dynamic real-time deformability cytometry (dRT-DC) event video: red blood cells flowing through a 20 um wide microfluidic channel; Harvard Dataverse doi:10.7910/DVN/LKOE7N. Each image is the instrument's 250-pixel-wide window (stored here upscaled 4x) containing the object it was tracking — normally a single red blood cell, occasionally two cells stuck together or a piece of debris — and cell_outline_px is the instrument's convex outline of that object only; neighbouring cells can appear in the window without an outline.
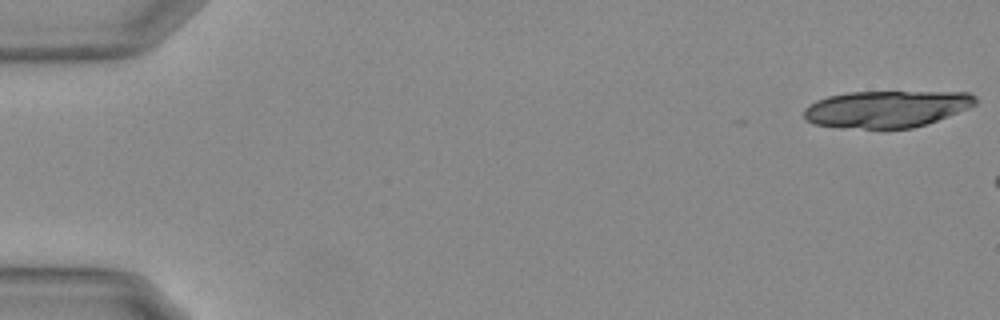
{"species": "Egyptian fruit bat (a non-hibernating species)", "species_latin": "Rousettus aegyptiacus", "temperature_condition": "warm", "stored_images_in_passage": 8, "camera_frame_rate_fps": 3000, "um_per_image_px": 0.085, "animal": {"sex": "female"}, "frame": {"image": 1, "passage_image": 1, "time_ms": 0.0, "image_size_px": [1000, 320], "cell_outline_px": [[976, 104], [968, 108], [928, 124], [912, 128], [840, 128], [812, 124], [804, 120], [804, 108], [816, 100], [828, 96], [848, 92], [968, 92], [976, 96]], "centroid_in_image_um": [75.31, 9.27], "position_along_channel_um": 9.7, "area_um2": 37.05}}